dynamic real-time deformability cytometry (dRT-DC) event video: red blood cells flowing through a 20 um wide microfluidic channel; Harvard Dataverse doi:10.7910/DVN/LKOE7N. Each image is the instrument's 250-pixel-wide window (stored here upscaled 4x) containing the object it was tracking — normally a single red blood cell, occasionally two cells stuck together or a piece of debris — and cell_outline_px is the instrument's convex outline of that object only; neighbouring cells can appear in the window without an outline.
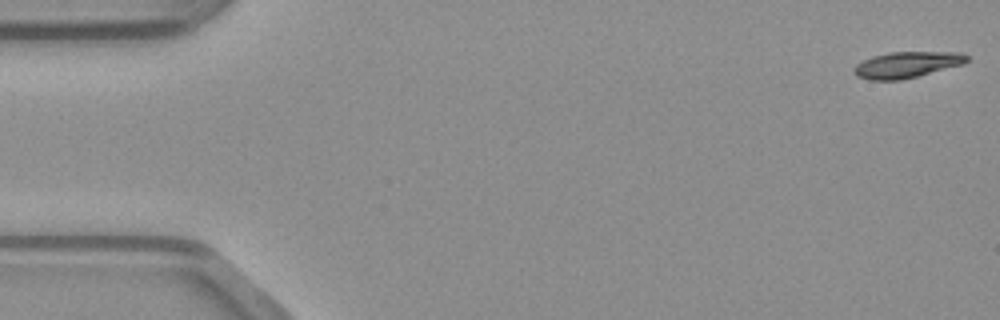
{"species": "common noctule bat (a hibernating species)", "species_latin": "Nyctalus noctula", "temperature_condition": "warm", "stored_images_in_passage": 48, "camera_frame_rate_fps": 3000, "um_per_image_px": 0.085, "animal": {"sex": "male", "body_mass_g": 23.1, "forearm_length_mm": 52.7}, "frame": {"image": 1, "passage_image": 1, "time_ms": 0.0, "image_size_px": [1000, 320], "cell_outline_px": [[968, 60], [964, 64], [900, 80], [868, 80], [856, 76], [856, 64], [872, 56], [888, 52], [960, 52], [968, 56]], "centroid_in_image_um": [77.09, 5.49], "position_along_channel_um": 7.9, "area_um2": 16.99}}
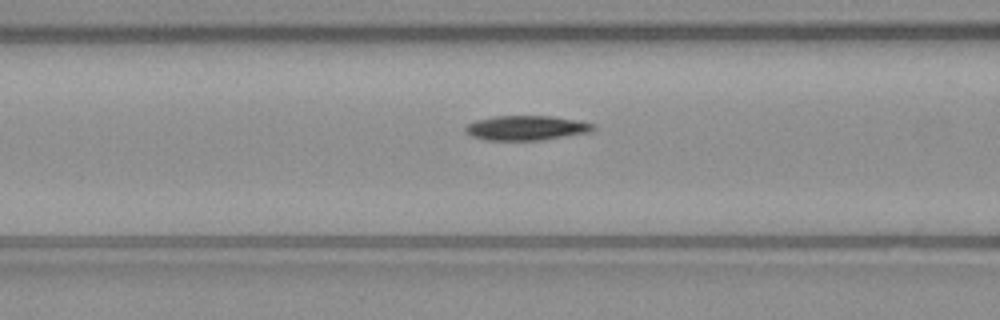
{"frame": {"image": 2, "passage_image": 19, "time_ms": 6.0, "image_size_px": [1000, 320], "cell_outline_px": [[596, 128], [592, 132], [540, 140], [484, 140], [472, 136], [464, 132], [464, 128], [468, 124], [476, 120], [492, 116], [552, 116], [576, 120], [596, 124]], "centroid_in_image_um": [44.74, 10.87], "position_along_channel_um": 121.9, "area_um2": 18.5}}
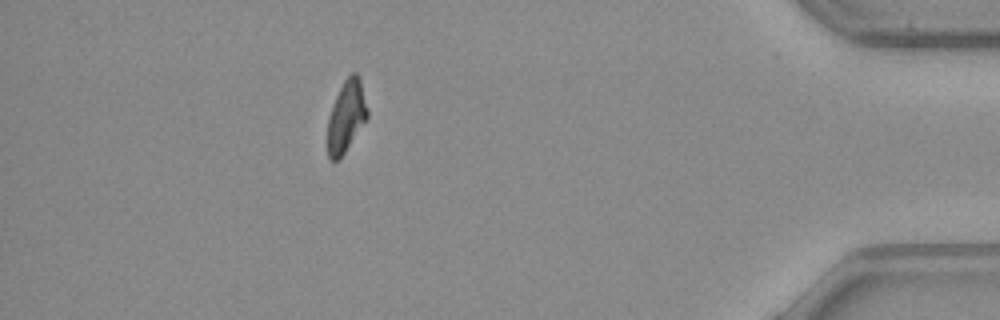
{"frame": {"image": 3, "passage_image": 43, "time_ms": 14.0, "image_size_px": [1000, 320], "cell_outline_px": [[368, 116], [340, 160], [332, 160], [328, 156], [328, 116], [336, 96], [344, 80], [352, 72], [356, 72], [360, 80], [368, 112]], "centroid_in_image_um": [29.42, 9.9], "position_along_channel_um": 405.8, "area_um2": 16.3}}